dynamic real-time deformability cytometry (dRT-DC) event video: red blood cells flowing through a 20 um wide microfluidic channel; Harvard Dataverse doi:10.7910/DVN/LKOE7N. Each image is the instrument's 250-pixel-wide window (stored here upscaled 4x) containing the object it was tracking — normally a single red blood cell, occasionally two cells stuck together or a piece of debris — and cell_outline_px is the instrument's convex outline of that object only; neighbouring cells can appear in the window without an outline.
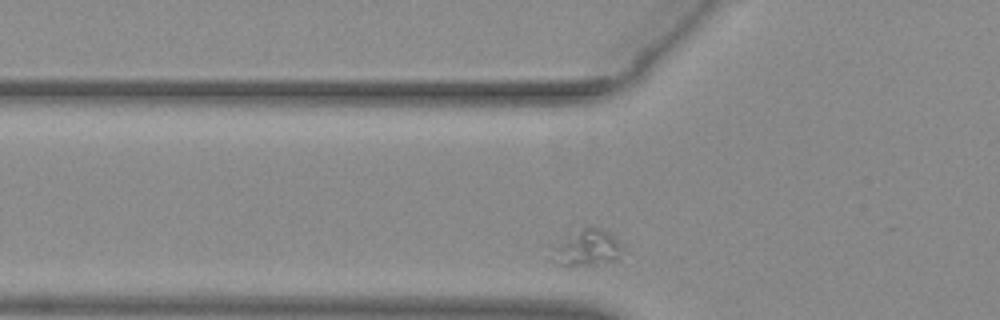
{"species": "common noctule bat (a hibernating species)", "species_latin": "Nyctalus noctula", "temperature_condition": "warm", "stored_images_in_passage": 31, "camera_frame_rate_fps": 3000, "um_per_image_px": 0.085, "animal": {"sex": "female", "body_mass_g": 29.2, "forearm_length_mm": 56.3}, "frame": {"image": 1, "passage_image": 4, "time_ms": 1.0, "image_size_px": [1000, 320], "cell_outline_px": [[628, 252], [620, 260], [596, 268], [592, 268], [560, 264], [548, 260], [548, 244], [584, 224], [592, 224], [604, 228]], "centroid_in_image_um": [49.83, 21.08], "position_along_channel_um": 76.0, "area_um2": 17.51}}
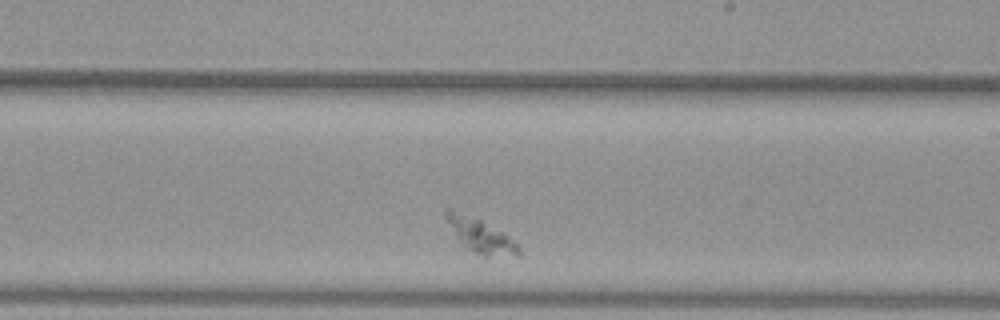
{"frame": {"image": 2, "passage_image": 19, "time_ms": 6.0, "image_size_px": [1000, 320], "cell_outline_px": [[520, 256], [484, 256], [472, 252], [464, 248], [444, 220], [444, 212], [448, 208], [480, 220], [504, 232], [520, 248]], "centroid_in_image_um": [40.81, 20.05], "position_along_channel_um": 248.2, "area_um2": 14.39}}
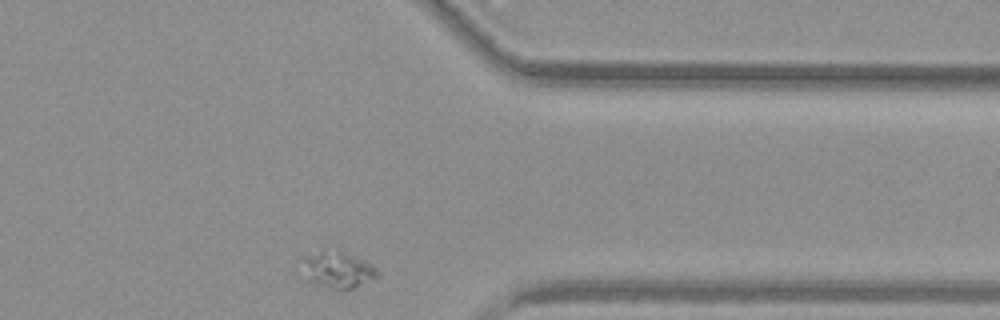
{"frame": {"image": 3, "passage_image": 31, "time_ms": 10.0, "image_size_px": [1000, 320], "cell_outline_px": [[380, 276], [352, 288], [332, 288], [316, 284], [304, 280], [304, 260], [308, 256], [324, 248], [340, 248], [372, 264], [380, 272]], "centroid_in_image_um": [28.73, 22.88], "position_along_channel_um": 382.7, "area_um2": 16.24}}